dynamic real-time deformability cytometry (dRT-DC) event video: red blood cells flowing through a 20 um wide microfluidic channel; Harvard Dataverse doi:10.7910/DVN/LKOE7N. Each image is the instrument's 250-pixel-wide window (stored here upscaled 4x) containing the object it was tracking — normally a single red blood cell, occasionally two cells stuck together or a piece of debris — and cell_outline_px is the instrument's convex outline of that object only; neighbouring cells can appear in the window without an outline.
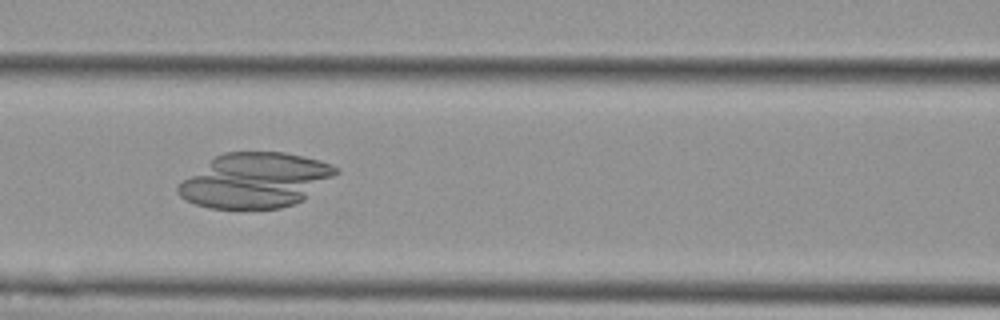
{"species": "Egyptian fruit bat (a non-hibernating species)", "species_latin": "Rousettus aegyptiacus", "temperature_condition": "cold", "stored_images_in_passage": 54, "camera_frame_rate_fps": 3000, "um_per_image_px": 0.085, "animal": {"sex": "female"}, "frame": {"image": 1, "passage_image": 24, "time_ms": 7.667, "image_size_px": [1000, 320], "cell_outline_px": [[340, 172], [304, 200], [280, 208], [212, 208], [196, 204], [184, 200], [176, 192], [176, 188], [184, 180], [216, 156], [224, 152], [284, 152], [320, 160], [332, 164], [340, 168]], "centroid_in_image_um": [21.75, 15.33], "position_along_channel_um": 144.9, "area_um2": 50.11}}
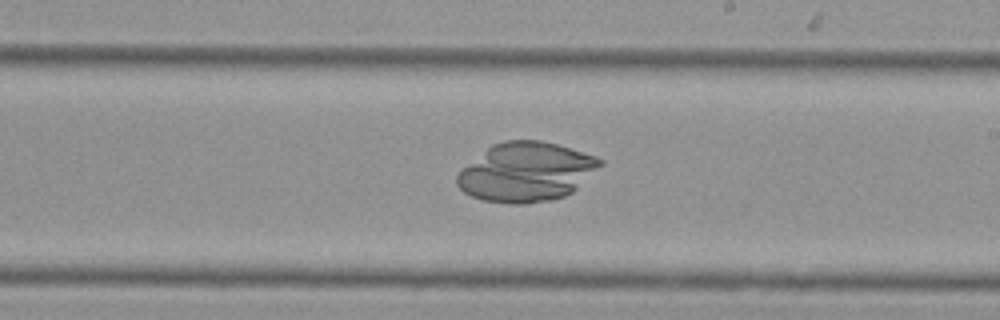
{"frame": {"image": 2, "passage_image": 32, "time_ms": 10.333, "image_size_px": [1000, 320], "cell_outline_px": [[604, 164], [572, 192], [564, 196], [552, 200], [524, 204], [512, 204], [484, 200], [472, 196], [464, 192], [456, 184], [456, 176], [464, 168], [492, 144], [504, 140], [540, 140], [556, 144], [596, 156], [604, 160]], "centroid_in_image_um": [44.75, 14.62], "position_along_channel_um": 244.2, "area_um2": 49.07}}
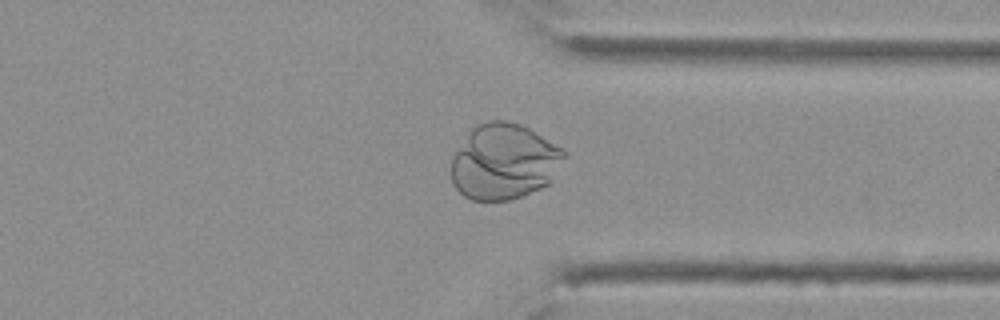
{"frame": {"image": 3, "passage_image": 42, "time_ms": 13.667, "image_size_px": [1000, 320], "cell_outline_px": [[568, 152], [548, 184], [524, 196], [508, 200], [472, 200], [464, 196], [452, 184], [452, 156], [472, 128], [476, 124], [488, 120], [504, 120], [520, 124], [528, 128], [564, 148]], "centroid_in_image_um": [42.84, 13.73], "position_along_channel_um": 368.6, "area_um2": 49.82}}